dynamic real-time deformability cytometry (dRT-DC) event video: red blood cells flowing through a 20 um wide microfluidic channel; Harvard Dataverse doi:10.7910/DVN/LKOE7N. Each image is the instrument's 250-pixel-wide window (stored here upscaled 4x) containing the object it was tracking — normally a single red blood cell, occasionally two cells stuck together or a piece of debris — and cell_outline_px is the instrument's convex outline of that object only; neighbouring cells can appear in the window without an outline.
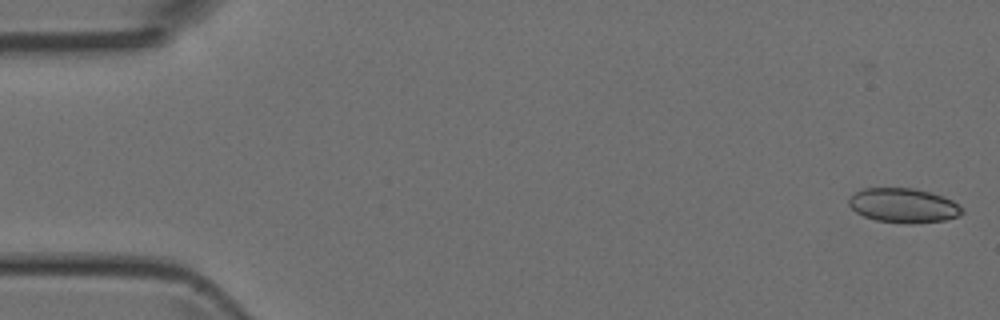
{"species": "Egyptian fruit bat (a non-hibernating species)", "species_latin": "Rousettus aegyptiacus", "temperature_condition": "room temperature", "stored_images_in_passage": 47, "camera_frame_rate_fps": 3000, "um_per_image_px": 0.085, "animal": {"sex": "female"}, "frame": {"image": 1, "passage_image": 1, "time_ms": 0.0, "image_size_px": [1000, 320], "cell_outline_px": [[964, 212], [960, 216], [944, 220], [912, 224], [908, 224], [876, 220], [864, 216], [856, 212], [848, 204], [848, 200], [860, 188], [916, 188], [932, 192], [944, 196], [952, 200], [964, 208]], "centroid_in_image_um": [76.84, 17.46], "position_along_channel_um": 8.2, "area_um2": 23.0}}
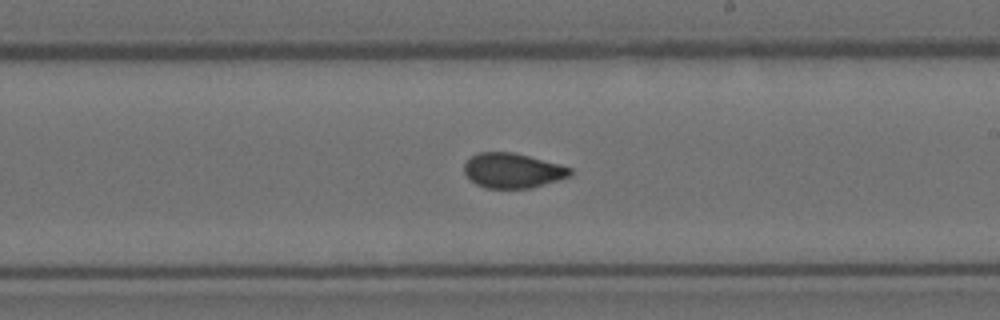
{"frame": {"image": 2, "passage_image": 27, "time_ms": 8.667, "image_size_px": [1000, 320], "cell_outline_px": [[572, 176], [532, 188], [484, 188], [476, 184], [464, 172], [464, 164], [476, 152], [512, 152], [560, 164], [572, 168]], "centroid_in_image_um": [43.6, 14.5], "position_along_channel_um": 245.4, "area_um2": 21.56}}
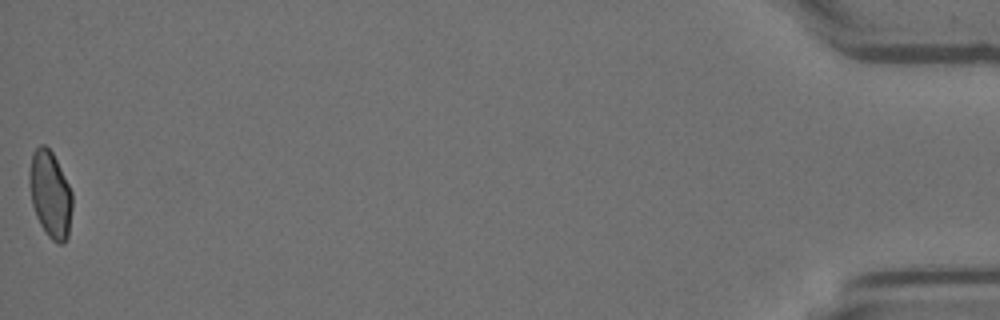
{"frame": {"image": 3, "passage_image": 47, "time_ms": 15.333, "image_size_px": [1000, 320], "cell_outline_px": [[72, 208], [68, 236], [64, 244], [56, 244], [48, 236], [40, 224], [36, 216], [32, 204], [28, 180], [28, 172], [32, 152], [40, 144], [44, 144], [52, 152], [72, 192]], "centroid_in_image_um": [4.25, 16.53], "position_along_channel_um": 430.9, "area_um2": 21.79}}